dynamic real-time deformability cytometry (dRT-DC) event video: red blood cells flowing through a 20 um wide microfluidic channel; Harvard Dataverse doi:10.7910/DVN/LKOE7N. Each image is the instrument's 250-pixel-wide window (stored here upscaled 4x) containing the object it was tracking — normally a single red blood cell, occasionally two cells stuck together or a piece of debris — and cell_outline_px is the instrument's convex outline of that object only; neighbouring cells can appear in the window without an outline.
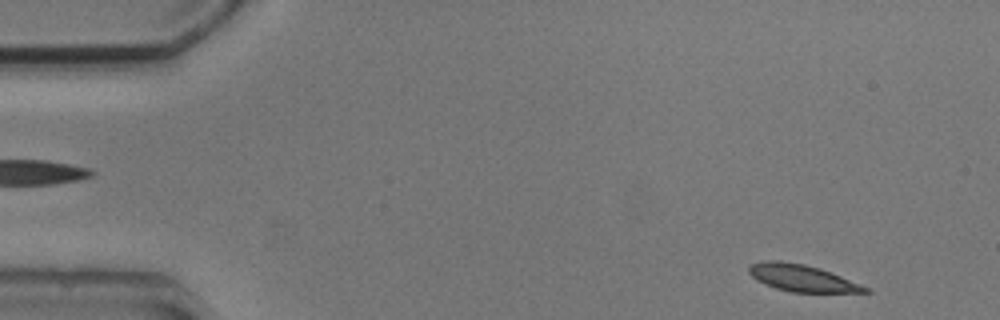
{"species": "common noctule bat (a hibernating species)", "species_latin": "Nyctalus noctula", "temperature_condition": "cold", "stored_images_in_passage": 51, "camera_frame_rate_fps": 3000, "um_per_image_px": 0.085, "animal": {"sex": "male", "body_mass_g": 20.5, "forearm_length_mm": 52.5}, "frame": {"image": 1, "passage_image": 2, "time_ms": 0.333, "image_size_px": [1000, 320], "cell_outline_px": [[872, 292], [792, 292], [776, 288], [764, 284], [756, 280], [748, 272], [748, 268], [752, 264], [764, 260], [780, 260], [804, 264], [820, 268], [872, 288]], "centroid_in_image_um": [68.19, 23.63], "position_along_channel_um": 16.8, "area_um2": 18.26}}
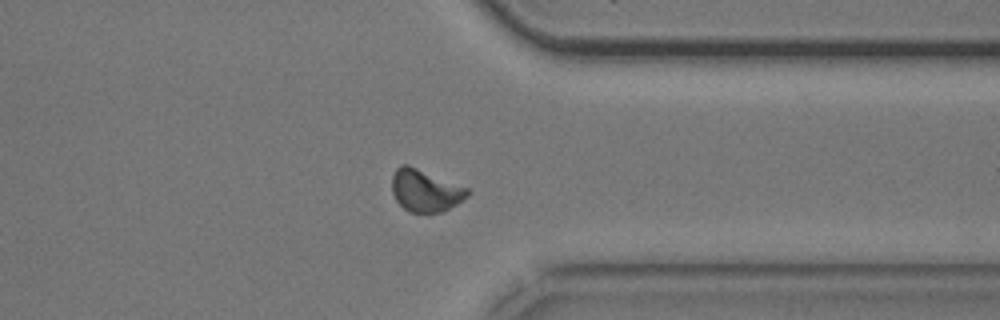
{"frame": {"image": 2, "passage_image": 39, "time_ms": 12.667, "image_size_px": [1000, 320], "cell_outline_px": [[472, 192], [468, 196], [444, 212], [408, 212], [396, 200], [392, 192], [392, 176], [396, 168], [400, 164], [408, 164], [468, 188]], "centroid_in_image_um": [36.15, 16.19], "position_along_channel_um": 375.3, "area_um2": 18.61}}
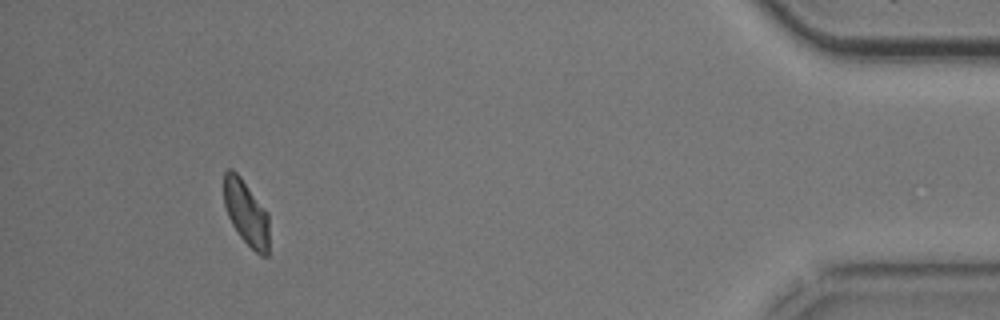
{"frame": {"image": 3, "passage_image": 47, "time_ms": 15.333, "image_size_px": [1000, 320], "cell_outline_px": [[268, 256], [260, 256], [240, 236], [232, 224], [228, 216], [224, 204], [224, 172], [228, 168], [232, 168], [240, 176], [268, 212]], "centroid_in_image_um": [20.92, 18.07], "position_along_channel_um": 414.3, "area_um2": 17.11}, "authors_computed_cell_mechanics": {"area_um2": 18.6116, "velocity_mm_per_s": 3.7606, "shape_relaxation_time_tau1_ms": 3.022, "shape_relaxation_time_tau2_ms": 5.7943, "deformation_change_tau1": 0.1049, "deformation_change_tau2": 0.107}}